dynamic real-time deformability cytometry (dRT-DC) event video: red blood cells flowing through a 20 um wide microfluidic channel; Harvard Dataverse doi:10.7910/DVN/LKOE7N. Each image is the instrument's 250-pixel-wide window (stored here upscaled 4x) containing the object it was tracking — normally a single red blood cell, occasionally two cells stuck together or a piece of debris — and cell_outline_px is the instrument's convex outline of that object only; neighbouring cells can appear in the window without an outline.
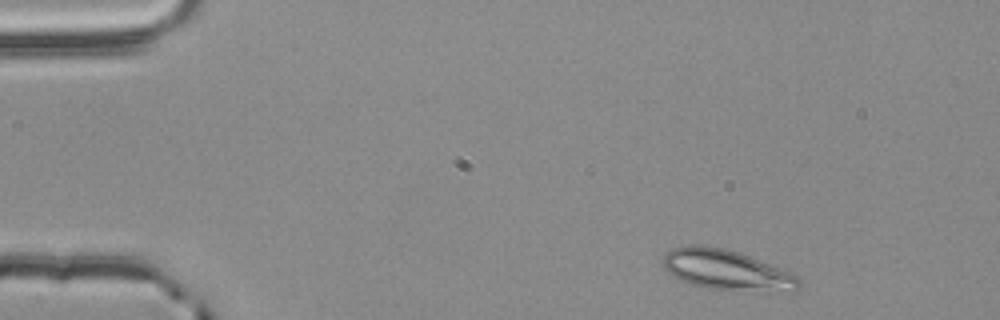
{"species": "common noctule bat (a hibernating species)", "species_latin": "Nyctalus noctula", "temperature_condition": "room temperature", "stored_images_in_passage": 49, "camera_frame_rate_fps": 3000, "um_per_image_px": 0.085, "animal": {"sex": "male", "body_mass_g": 20.4}, "frame": {"image": 1, "passage_image": 1, "time_ms": 0.0, "image_size_px": [1000, 320], "cell_outline_px": [[804, 284], [796, 292], [792, 292], [708, 288], [688, 284], [672, 276], [664, 268], [664, 252], [672, 248], [688, 244], [704, 244], [724, 248], [740, 252], [796, 276]], "centroid_in_image_um": [61.73, 22.93], "position_along_channel_um": 23.3, "area_um2": 31.96}}
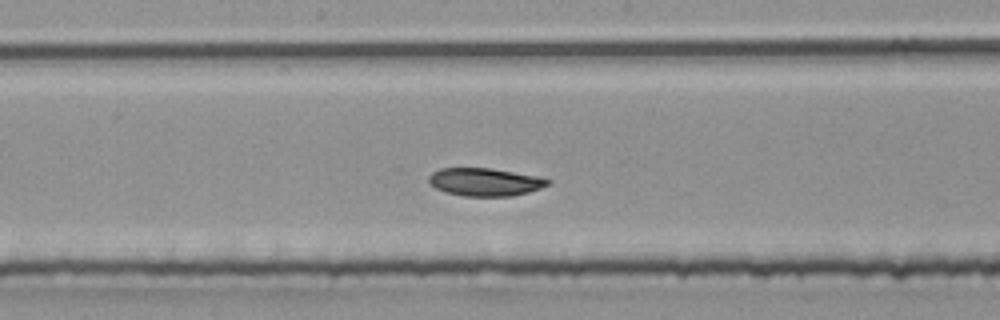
{"frame": {"image": 2, "passage_image": 23, "time_ms": 7.333, "image_size_px": [1000, 320], "cell_outline_px": [[552, 180], [548, 184], [540, 188], [528, 192], [512, 196], [464, 196], [444, 192], [428, 184], [428, 176], [432, 172], [440, 168], [492, 168], [540, 176]], "centroid_in_image_um": [41.2, 15.46], "position_along_channel_um": 207.0, "area_um2": 19.59}}
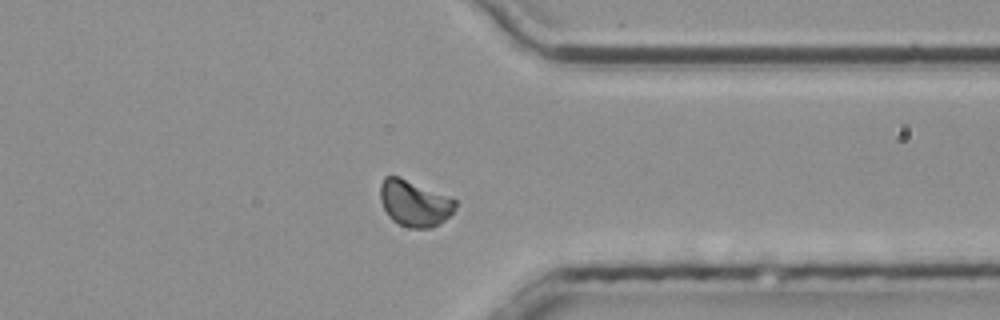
{"frame": {"image": 3, "passage_image": 37, "time_ms": 12.0, "image_size_px": [1000, 320], "cell_outline_px": [[456, 208], [444, 220], [432, 228], [412, 228], [400, 224], [392, 220], [388, 216], [380, 200], [380, 184], [384, 176], [400, 176], [456, 200]], "centroid_in_image_um": [35.2, 17.27], "position_along_channel_um": 376.2, "area_um2": 20.06}, "authors_computed_cell_mechanics": {"area_um2": 20.0566, "velocity_mm_per_s": 3.7344, "shape_relaxation_time_tau1_ms": null, "shape_relaxation_time_tau2_ms": 3.1698, "deformation_change_tau1": null, "deformation_change_tau2": 0.0501}}